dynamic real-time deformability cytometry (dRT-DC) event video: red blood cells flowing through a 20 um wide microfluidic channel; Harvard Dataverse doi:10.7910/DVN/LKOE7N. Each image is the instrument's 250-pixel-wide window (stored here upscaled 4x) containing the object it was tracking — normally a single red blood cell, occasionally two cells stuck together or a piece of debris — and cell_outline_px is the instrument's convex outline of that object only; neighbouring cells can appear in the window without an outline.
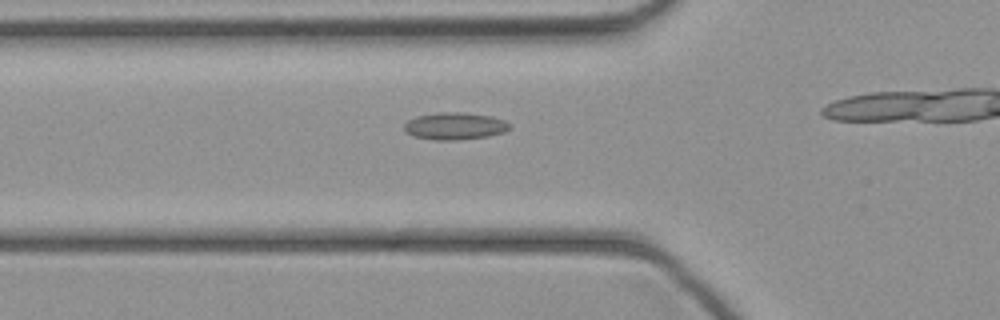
{"species": "common noctule bat (a hibernating species)", "species_latin": "Nyctalus noctula", "temperature_condition": "cold", "stored_images_in_passage": 22, "camera_frame_rate_fps": 3000, "um_per_image_px": 0.085, "animal": {"sex": "female", "body_mass_g": 21.9}, "frame": {"image": 1, "passage_image": 10, "time_ms": 3.0, "image_size_px": [1000, 320], "cell_outline_px": [[512, 124], [504, 132], [488, 136], [456, 140], [432, 140], [416, 136], [404, 132], [404, 124], [408, 120], [416, 116], [436, 112], [464, 112], [492, 116], [504, 120]], "centroid_in_image_um": [38.65, 10.7], "position_along_channel_um": 87.2, "area_um2": 16.82}}
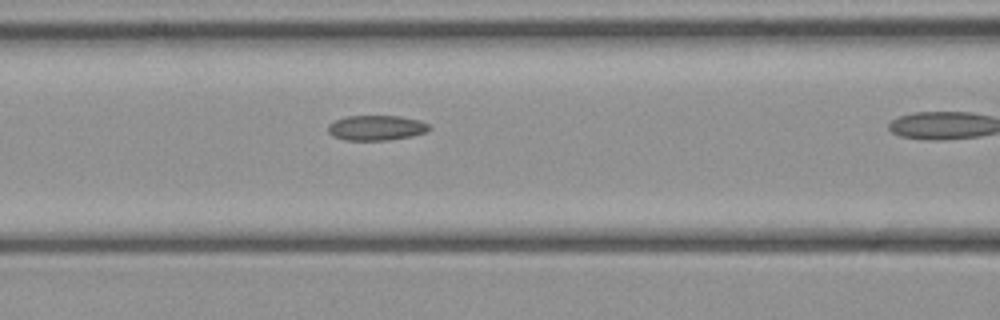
{"frame": {"image": 2, "passage_image": 13, "time_ms": 4.0, "image_size_px": [1000, 320], "cell_outline_px": [[432, 128], [428, 132], [412, 136], [388, 140], [344, 140], [332, 136], [328, 132], [328, 124], [336, 120], [348, 116], [400, 116], [420, 120], [428, 124]], "centroid_in_image_um": [32.01, 10.87], "position_along_channel_um": 134.6, "area_um2": 14.91}}